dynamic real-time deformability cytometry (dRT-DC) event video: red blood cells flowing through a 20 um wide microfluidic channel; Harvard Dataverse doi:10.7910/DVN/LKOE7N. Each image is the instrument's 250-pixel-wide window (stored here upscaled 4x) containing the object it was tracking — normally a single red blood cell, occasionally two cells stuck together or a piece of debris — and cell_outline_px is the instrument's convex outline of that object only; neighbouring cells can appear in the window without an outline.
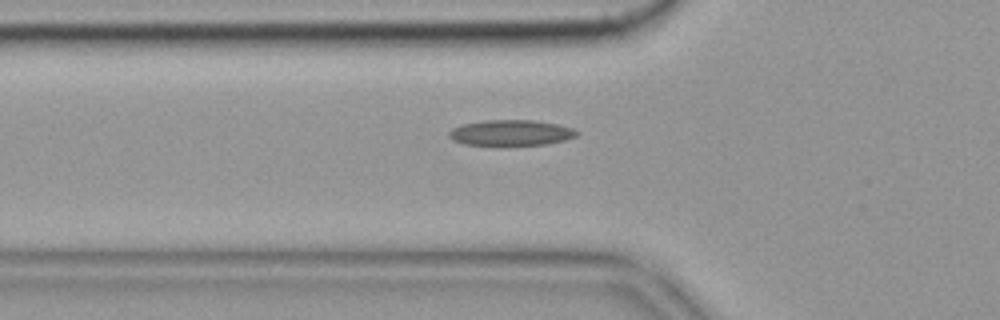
{"species": "common noctule bat (a hibernating species)", "species_latin": "Nyctalus noctula", "temperature_condition": "cold", "stored_images_in_passage": 53, "camera_frame_rate_fps": 3000, "um_per_image_px": 0.085, "animal": {"sex": "female", "body_mass_g": 19.9}, "frame": {"image": 1, "passage_image": 16, "time_ms": 5.0, "image_size_px": [1000, 320], "cell_outline_px": [[580, 132], [576, 136], [564, 140], [544, 144], [500, 148], [464, 144], [452, 140], [448, 136], [448, 132], [452, 128], [460, 124], [484, 120], [532, 120], [556, 124], [572, 128]], "centroid_in_image_um": [43.35, 11.33], "position_along_channel_um": 82.5, "area_um2": 20.0}, "authors_computed_cell_mechanics": {"area_um2": 18.207, "velocity_mm_per_s": 3.5487, "shape_relaxation_time_tau1_ms": null, "shape_relaxation_time_tau2_ms": 5.4076, "deformation_change_tau1": null, "deformation_change_tau2": 0.1282}}